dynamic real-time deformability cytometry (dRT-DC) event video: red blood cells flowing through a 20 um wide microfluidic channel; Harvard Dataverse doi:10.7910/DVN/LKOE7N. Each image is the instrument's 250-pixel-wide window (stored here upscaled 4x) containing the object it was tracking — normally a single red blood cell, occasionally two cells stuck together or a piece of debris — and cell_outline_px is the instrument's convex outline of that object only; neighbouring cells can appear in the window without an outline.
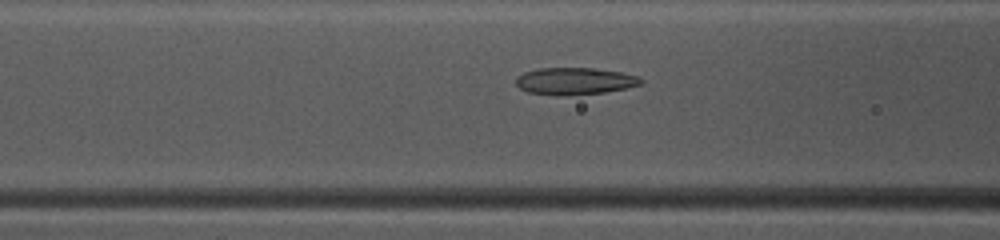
{"species": "common noctule bat (a hibernating species)", "species_latin": "Nyctalus noctula", "temperature_condition": "warm", "stored_images_in_passage": 38, "camera_frame_rate_fps": 3000, "um_per_image_px": 0.085, "animal": {"sex": "female", "body_mass_g": 10.0, "forearm_length_mm": 53.1}, "frame": {"image": 1, "passage_image": 9, "time_ms": 2.667, "image_size_px": [1000, 240], "cell_outline_px": [[644, 84], [628, 88], [604, 92], [568, 96], [556, 96], [528, 92], [520, 88], [516, 84], [516, 76], [524, 72], [540, 68], [596, 68], [620, 72], [640, 76], [644, 80]], "centroid_in_image_um": [48.89, 6.9], "position_along_channel_um": 117.7, "area_um2": 20.06}}
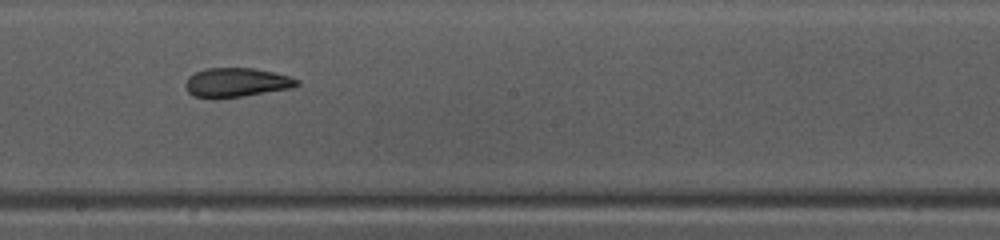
{"frame": {"image": 2, "passage_image": 17, "time_ms": 5.333, "image_size_px": [1000, 240], "cell_outline_px": [[300, 84], [292, 88], [244, 96], [216, 100], [192, 96], [188, 92], [184, 84], [188, 76], [196, 72], [208, 68], [252, 68], [276, 72], [300, 80]], "centroid_in_image_um": [20.08, 7.03], "position_along_channel_um": 228.1, "area_um2": 19.36}}
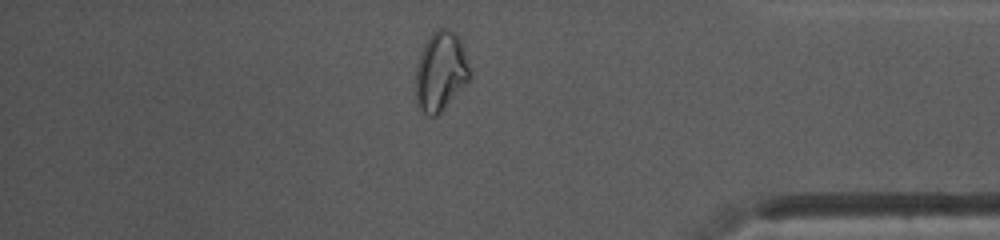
{"frame": {"image": 3, "passage_image": 31, "time_ms": 10.0, "image_size_px": [1000, 240], "cell_outline_px": [[472, 76], [440, 112], [436, 116], [428, 116], [416, 104], [416, 68], [420, 52], [424, 44], [432, 32], [436, 28], [448, 28], [456, 32], [460, 36], [472, 68]], "centroid_in_image_um": [37.49, 6.01], "position_along_channel_um": 397.7, "area_um2": 25.43}, "authors_computed_cell_mechanics": {"area_um2": 19.8832, "velocity_mm_per_s": 4.1199, "shape_relaxation_time_tau1_ms": null, "shape_relaxation_time_tau2_ms": 2.8116, "deformation_change_tau1": null, "deformation_change_tau2": 0.0967}}